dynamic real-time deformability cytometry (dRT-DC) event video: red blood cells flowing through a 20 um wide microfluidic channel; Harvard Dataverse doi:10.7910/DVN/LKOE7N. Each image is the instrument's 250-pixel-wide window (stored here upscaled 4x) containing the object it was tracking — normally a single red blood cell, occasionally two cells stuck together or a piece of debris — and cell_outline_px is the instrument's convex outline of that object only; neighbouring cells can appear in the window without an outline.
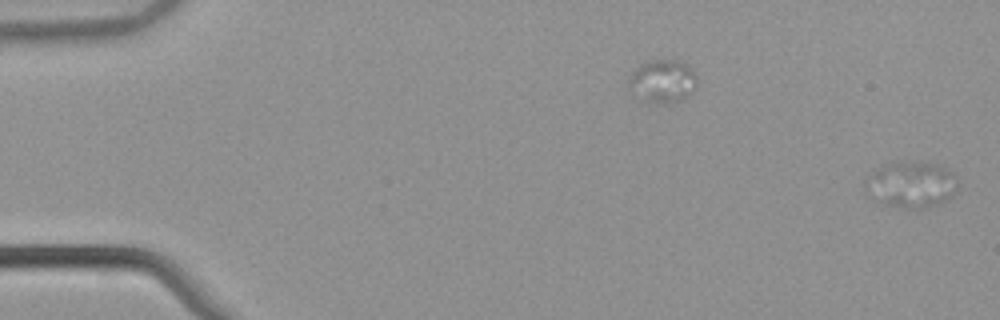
{"species": "common noctule bat (a hibernating species)", "species_latin": "Nyctalus noctula", "temperature_condition": "warm", "stored_images_in_passage": 55, "camera_frame_rate_fps": 3000, "um_per_image_px": 0.085, "animal": {"sex": "male", "body_mass_g": 21.5, "forearm_length_mm": 52.0}, "frame": {"image": 1, "passage_image": 1, "time_ms": 0.0, "image_size_px": [1000, 320], "cell_outline_px": [[956, 184], [952, 196], [940, 204], [924, 208], [904, 208], [884, 204], [872, 200], [864, 192], [864, 180], [872, 172], [888, 164], [936, 164], [952, 172], [956, 176]], "centroid_in_image_um": [77.39, 15.75], "position_along_channel_um": 7.6, "area_um2": 24.39}}
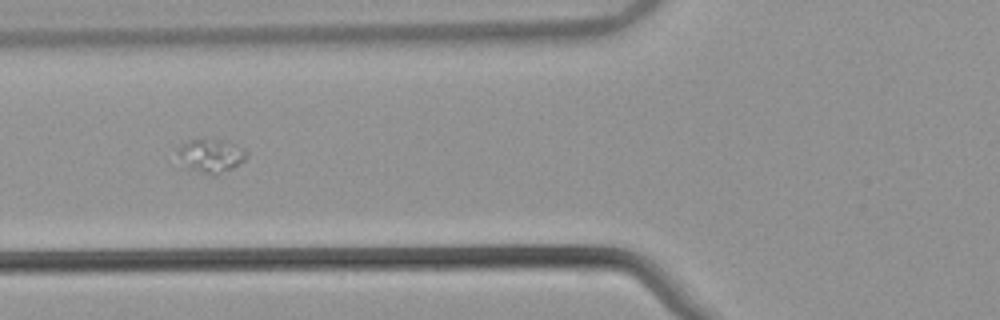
{"frame": {"image": 2, "passage_image": 22, "time_ms": 7.0, "image_size_px": [1000, 320], "cell_outline_px": [[248, 156], [244, 160], [232, 168], [216, 176], [212, 176], [176, 168], [176, 152], [188, 140], [220, 140], [244, 148], [248, 152]], "centroid_in_image_um": [17.8, 13.32], "position_along_channel_um": 108.0, "area_um2": 14.16}}
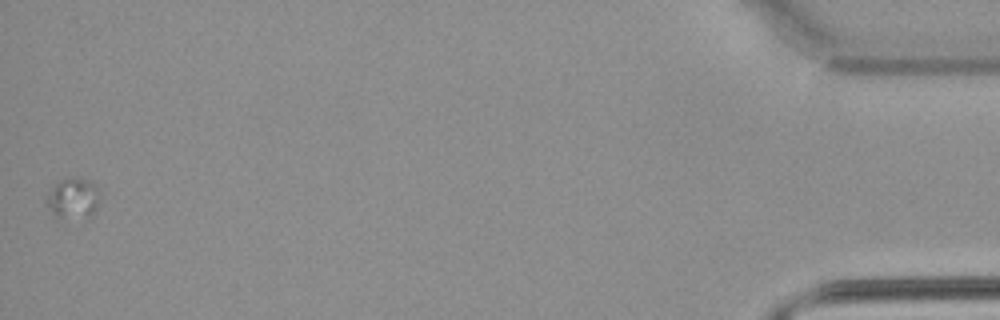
{"frame": {"image": 3, "passage_image": 55, "time_ms": 18.0, "image_size_px": [1000, 320], "cell_outline_px": [[100, 200], [96, 208], [88, 216], [56, 220], [52, 216], [44, 200], [48, 192], [60, 180], [88, 180], [96, 184], [100, 188]], "centroid_in_image_um": [6.18, 16.92], "position_along_channel_um": 429.0, "area_um2": 12.77}}